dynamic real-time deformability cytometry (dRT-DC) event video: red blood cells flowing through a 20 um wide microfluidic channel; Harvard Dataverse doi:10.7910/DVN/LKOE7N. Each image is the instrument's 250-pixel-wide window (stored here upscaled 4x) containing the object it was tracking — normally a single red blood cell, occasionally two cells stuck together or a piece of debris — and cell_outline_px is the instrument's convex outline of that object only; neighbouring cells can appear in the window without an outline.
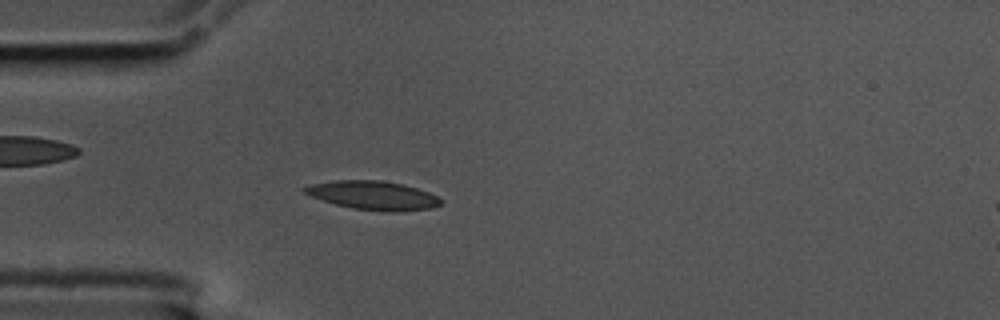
{"species": "common noctule bat (a hibernating species)", "species_latin": "Nyctalus noctula", "temperature_condition": "cold", "stored_images_in_passage": 58, "camera_frame_rate_fps": 3000, "um_per_image_px": 0.085, "animal": {"sex": "male", "body_mass_g": 17.5, "forearm_length_mm": 52.3}, "frame": {"image": 1, "passage_image": 16, "time_ms": 5.0, "image_size_px": [1000, 320], "cell_outline_px": [[444, 200], [440, 204], [432, 208], [400, 212], [392, 212], [352, 208], [336, 204], [300, 192], [300, 188], [312, 184], [332, 180], [380, 180], [404, 184], [428, 192]], "centroid_in_image_um": [31.7, 16.6], "position_along_channel_um": 53.3, "area_um2": 22.89}}
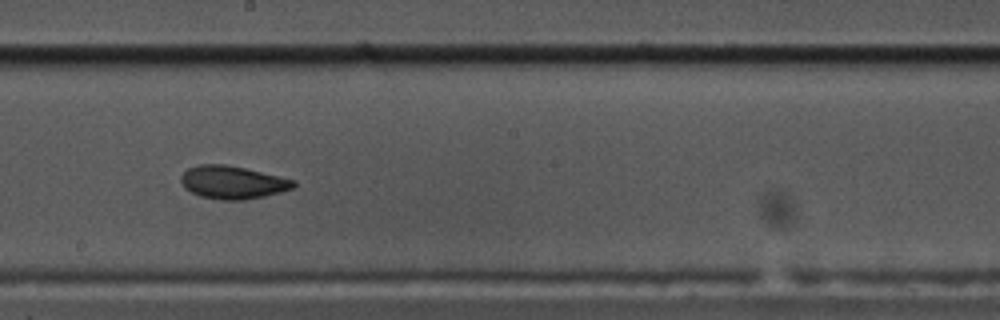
{"frame": {"image": 2, "passage_image": 32, "time_ms": 10.333, "image_size_px": [1000, 320], "cell_outline_px": [[296, 184], [292, 188], [280, 192], [264, 196], [244, 200], [220, 200], [200, 196], [184, 188], [180, 180], [180, 176], [188, 168], [200, 164], [224, 164], [244, 168], [296, 180]], "centroid_in_image_um": [19.75, 15.5], "position_along_channel_um": 228.5, "area_um2": 21.56}}
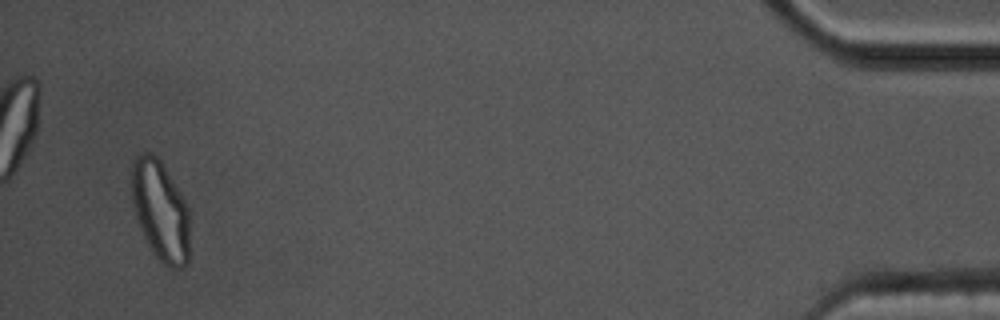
{"frame": {"image": 3, "passage_image": 56, "time_ms": 18.333, "image_size_px": [1000, 320], "cell_outline_px": [[188, 264], [184, 268], [172, 268], [164, 264], [152, 252], [140, 228], [132, 204], [132, 160], [140, 152], [148, 152], [156, 156], [160, 160], [180, 192], [188, 208]], "centroid_in_image_um": [13.62, 17.9], "position_along_channel_um": 421.6, "area_um2": 33.7}, "authors_computed_cell_mechanics": {"area_um2": 21.5305, "velocity_mm_per_s": 3.4191, "shape_relaxation_time_tau1_ms": 5.2463, "shape_relaxation_time_tau2_ms": 2.4806, "deformation_change_tau1": 0.1468, "deformation_change_tau2": 0.0738}}